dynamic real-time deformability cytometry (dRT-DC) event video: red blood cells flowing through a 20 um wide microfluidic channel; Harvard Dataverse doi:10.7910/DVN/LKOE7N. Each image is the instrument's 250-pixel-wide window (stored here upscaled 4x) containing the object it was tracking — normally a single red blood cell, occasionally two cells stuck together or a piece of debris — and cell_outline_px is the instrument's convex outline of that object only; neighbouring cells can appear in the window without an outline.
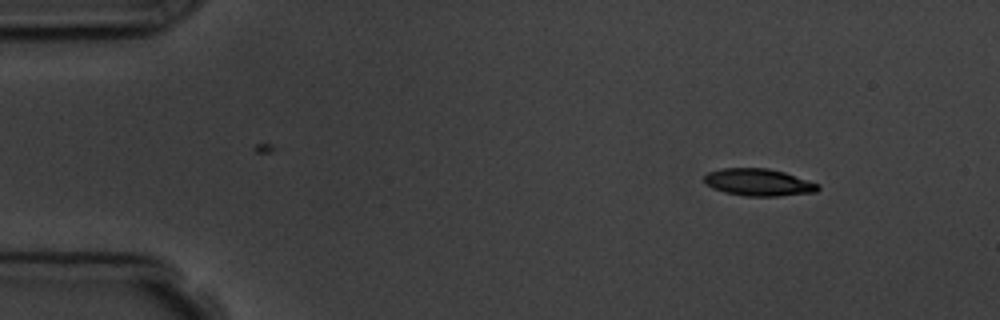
{"species": "common noctule bat (a hibernating species)", "species_latin": "Nyctalus noctula", "temperature_condition": "room temperature", "stored_images_in_passage": 4, "camera_frame_rate_fps": 3000, "um_per_image_px": 0.085, "animal": {"sex": "male", "body_mass_g": 19.5, "forearm_length_mm": 54.6}, "frame": {"image": 1, "passage_image": 1, "time_ms": 0.0, "image_size_px": [1000, 320], "cell_outline_px": [[820, 188], [816, 192], [776, 196], [744, 196], [724, 192], [712, 188], [704, 180], [704, 176], [708, 172], [720, 168], [768, 168], [784, 172], [820, 184]], "centroid_in_image_um": [64.48, 15.49], "position_along_channel_um": 20.5, "area_um2": 18.03}}
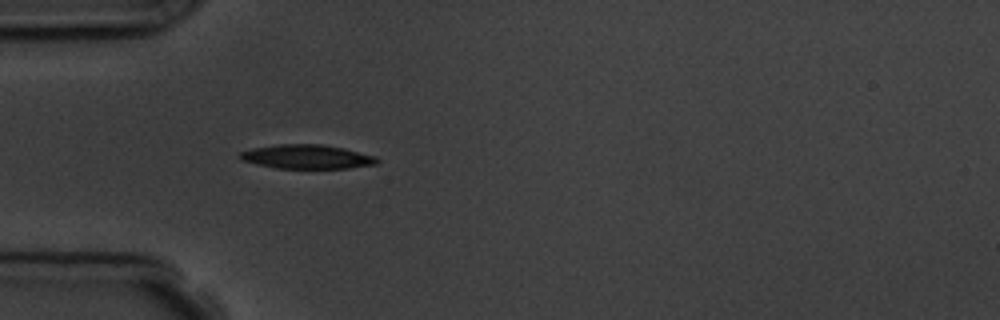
{"frame": {"image": 2, "passage_image": 4, "time_ms": 3.333, "image_size_px": [1000, 320], "cell_outline_px": [[380, 160], [376, 164], [348, 168], [276, 168], [256, 164], [240, 160], [240, 152], [252, 148], [280, 144], [324, 144], [344, 148], [376, 156]], "centroid_in_image_um": [26.1, 13.32], "position_along_channel_um": 58.9, "area_um2": 19.25}}